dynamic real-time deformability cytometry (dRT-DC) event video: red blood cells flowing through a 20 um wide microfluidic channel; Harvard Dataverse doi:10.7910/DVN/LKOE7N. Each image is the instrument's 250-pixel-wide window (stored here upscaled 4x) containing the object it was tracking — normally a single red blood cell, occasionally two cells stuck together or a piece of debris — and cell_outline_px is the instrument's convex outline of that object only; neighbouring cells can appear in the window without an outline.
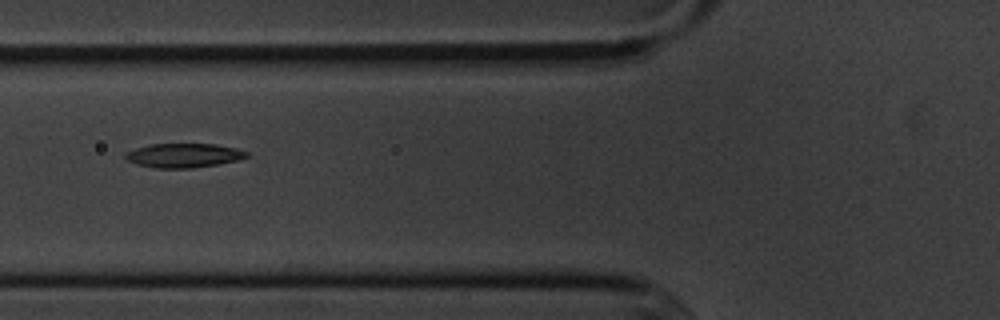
{"species": "common noctule bat (a hibernating species)", "species_latin": "Nyctalus noctula", "temperature_condition": "cold", "stored_images_in_passage": 4, "camera_frame_rate_fps": 3000, "um_per_image_px": 0.085, "animal": {"sex": "male", "body_mass_g": 20.1, "forearm_length_mm": 53.5}, "frame": {"image": 1, "passage_image": 3, "time_ms": 2.667, "image_size_px": [1000, 320], "cell_outline_px": [[248, 156], [236, 160], [216, 164], [192, 168], [156, 168], [136, 164], [128, 160], [124, 156], [124, 152], [136, 148], [152, 144], [216, 144], [236, 148], [248, 152]], "centroid_in_image_um": [15.58, 13.21], "position_along_channel_um": 110.2, "area_um2": 16.94}}
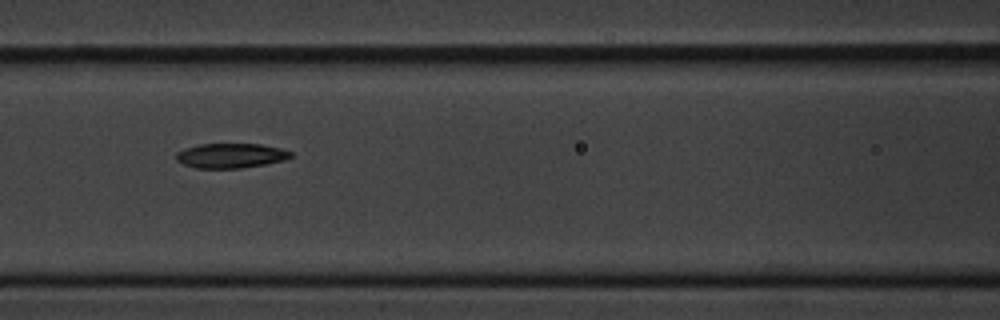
{"frame": {"image": 2, "passage_image": 4, "time_ms": 3.667, "image_size_px": [1000, 320], "cell_outline_px": [[292, 156], [284, 160], [264, 164], [240, 168], [196, 168], [184, 164], [176, 160], [176, 152], [184, 148], [200, 144], [260, 144], [280, 148], [292, 152]], "centroid_in_image_um": [19.59, 13.22], "position_along_channel_um": 147.0, "area_um2": 16.42}}